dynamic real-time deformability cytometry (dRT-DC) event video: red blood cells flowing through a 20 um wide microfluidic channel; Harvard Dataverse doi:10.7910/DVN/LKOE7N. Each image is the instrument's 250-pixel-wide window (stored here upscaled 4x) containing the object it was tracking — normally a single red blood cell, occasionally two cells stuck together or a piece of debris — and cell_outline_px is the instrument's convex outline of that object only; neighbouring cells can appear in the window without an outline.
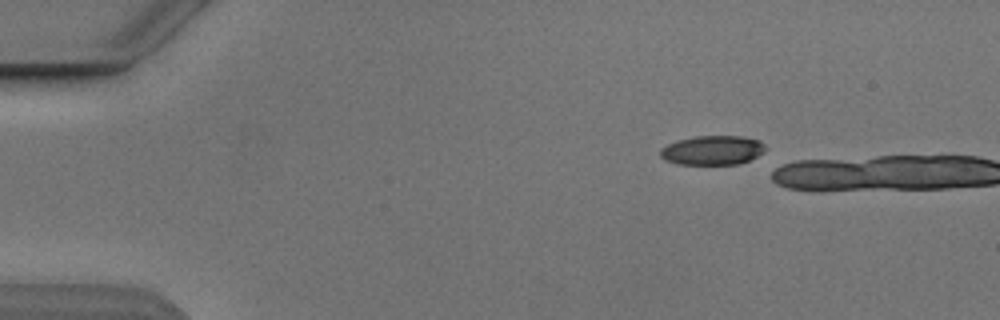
{"species": "Egyptian fruit bat (a non-hibernating species)", "species_latin": "Rousettus aegyptiacus", "temperature_condition": "cold", "stored_images_in_passage": 2, "camera_frame_rate_fps": 3000, "um_per_image_px": 0.085, "animal": {"sex": "male"}, "frame": {"image": 1, "passage_image": 1, "time_ms": 0.0, "image_size_px": [1000, 320], "cell_outline_px": [[764, 148], [756, 156], [740, 164], [676, 164], [664, 160], [660, 156], [660, 148], [668, 144], [680, 140], [696, 136], [740, 136], [760, 140], [764, 144]], "centroid_in_image_um": [60.51, 12.77], "position_along_channel_um": 24.5, "area_um2": 17.74}}